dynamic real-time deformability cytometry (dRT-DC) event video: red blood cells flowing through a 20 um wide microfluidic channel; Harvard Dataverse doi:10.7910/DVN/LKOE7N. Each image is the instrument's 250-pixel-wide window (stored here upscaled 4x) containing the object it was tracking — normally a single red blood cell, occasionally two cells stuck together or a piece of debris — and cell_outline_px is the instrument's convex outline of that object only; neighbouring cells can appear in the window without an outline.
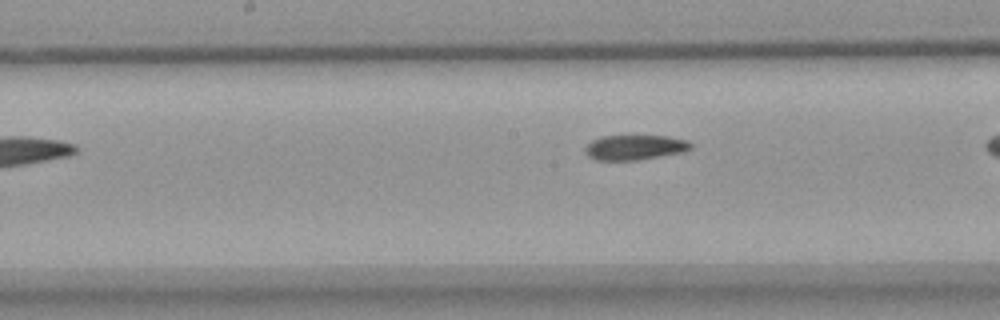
{"species": "common noctule bat (a hibernating species)", "species_latin": "Nyctalus noctula", "temperature_condition": "warm", "stored_images_in_passage": 24, "camera_frame_rate_fps": 3000, "um_per_image_px": 0.085, "animal": {"sex": "female", "body_mass_g": 18.4}, "frame": {"image": 1, "passage_image": 8, "time_ms": 2.333, "image_size_px": [1000, 320], "cell_outline_px": [[692, 148], [684, 152], [636, 160], [596, 160], [588, 156], [584, 148], [592, 140], [604, 136], [668, 136], [688, 140], [692, 144]], "centroid_in_image_um": [53.99, 12.52], "position_along_channel_um": 194.2, "area_um2": 15.32}}